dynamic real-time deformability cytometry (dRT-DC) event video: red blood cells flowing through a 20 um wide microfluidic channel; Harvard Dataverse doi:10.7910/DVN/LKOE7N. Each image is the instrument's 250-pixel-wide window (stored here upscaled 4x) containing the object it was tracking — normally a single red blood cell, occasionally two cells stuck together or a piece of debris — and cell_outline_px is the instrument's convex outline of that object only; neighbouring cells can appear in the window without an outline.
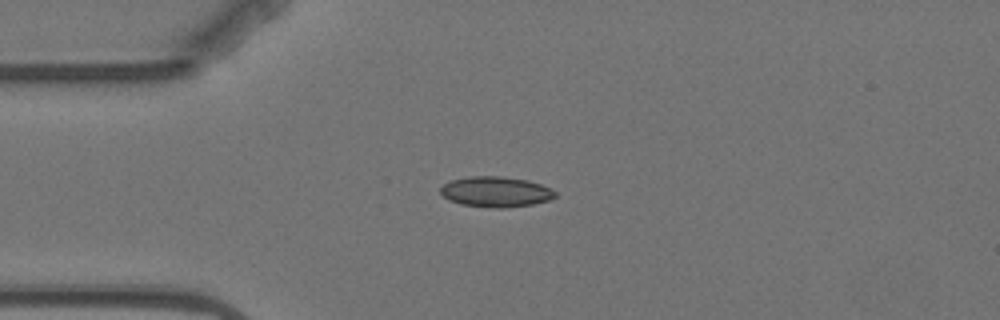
{"species": "Egyptian fruit bat (a non-hibernating species)", "species_latin": "Rousettus aegyptiacus", "temperature_condition": "warm", "stored_images_in_passage": 6, "camera_frame_rate_fps": 3000, "um_per_image_px": 0.085, "animal": {"sex": "female"}, "frame": {"image": 1, "passage_image": 1, "time_ms": 0.0, "image_size_px": [1000, 320], "cell_outline_px": [[556, 196], [552, 200], [532, 204], [504, 208], [496, 208], [460, 204], [448, 200], [440, 192], [440, 188], [444, 184], [452, 180], [468, 176], [500, 176], [528, 180], [540, 184], [556, 192]], "centroid_in_image_um": [42.14, 16.3], "position_along_channel_um": 42.9, "area_um2": 20.35}}
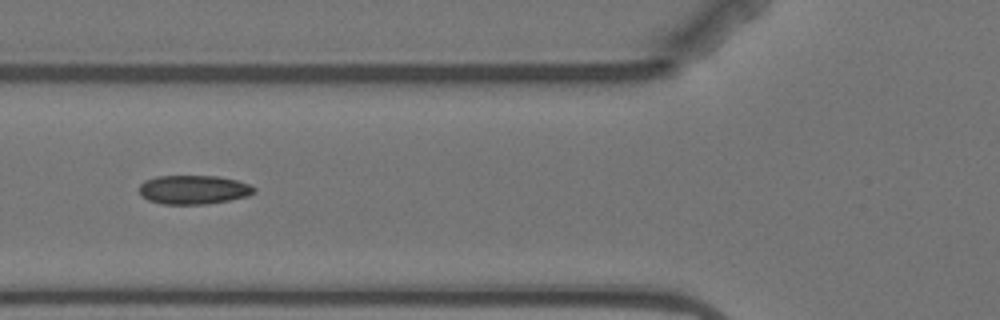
{"frame": {"image": 2, "passage_image": 3, "time_ms": 2.333, "image_size_px": [1000, 320], "cell_outline_px": [[256, 192], [248, 196], [208, 204], [164, 204], [148, 200], [140, 196], [140, 184], [144, 180], [156, 176], [220, 176], [236, 180], [248, 184], [256, 188]], "centroid_in_image_um": [16.44, 16.12], "position_along_channel_um": 109.4, "area_um2": 19.48}}
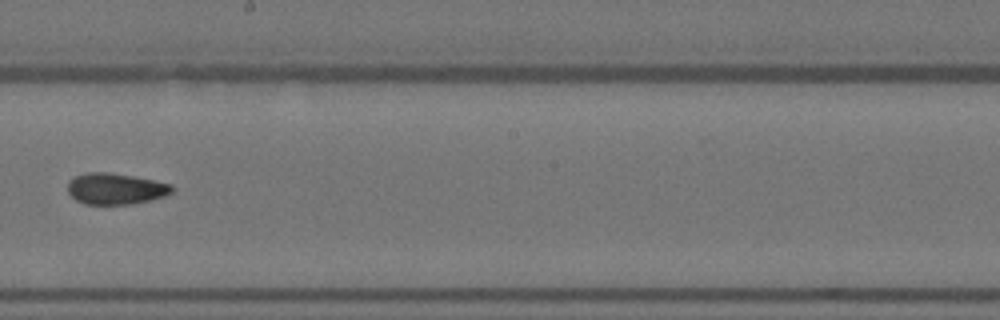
{"frame": {"image": 3, "passage_image": 6, "time_ms": 6.0, "image_size_px": [1000, 320], "cell_outline_px": [[176, 188], [172, 192], [164, 196], [132, 204], [84, 204], [76, 200], [68, 192], [68, 184], [76, 176], [88, 172], [108, 172], [132, 176], [172, 184]], "centroid_in_image_um": [9.84, 16.04], "position_along_channel_um": 238.4, "area_um2": 18.79}}